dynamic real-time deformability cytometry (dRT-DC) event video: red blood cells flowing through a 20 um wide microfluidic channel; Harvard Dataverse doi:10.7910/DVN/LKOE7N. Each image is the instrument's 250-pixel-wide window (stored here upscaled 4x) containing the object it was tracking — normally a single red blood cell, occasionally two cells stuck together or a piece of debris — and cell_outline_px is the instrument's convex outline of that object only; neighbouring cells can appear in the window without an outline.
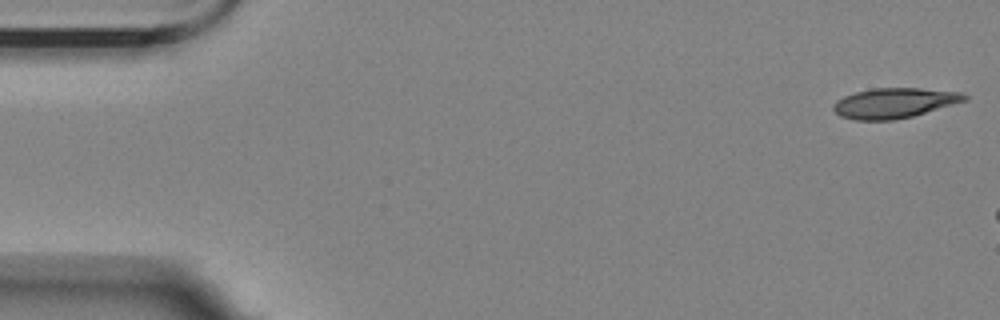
{"species": "Egyptian fruit bat (a non-hibernating species)", "species_latin": "Rousettus aegyptiacus", "temperature_condition": "room temperature", "stored_images_in_passage": 13, "camera_frame_rate_fps": 3000, "um_per_image_px": 0.085, "animal": {"sex": "female"}, "frame": {"image": 1, "passage_image": 1, "time_ms": 0.0, "image_size_px": [1000, 320], "cell_outline_px": [[968, 100], [912, 116], [892, 120], [856, 120], [840, 116], [832, 108], [832, 104], [836, 100], [844, 96], [856, 92], [872, 88], [920, 88], [960, 92], [968, 96]], "centroid_in_image_um": [76.0, 8.75], "position_along_channel_um": 9.0, "area_um2": 22.95}}
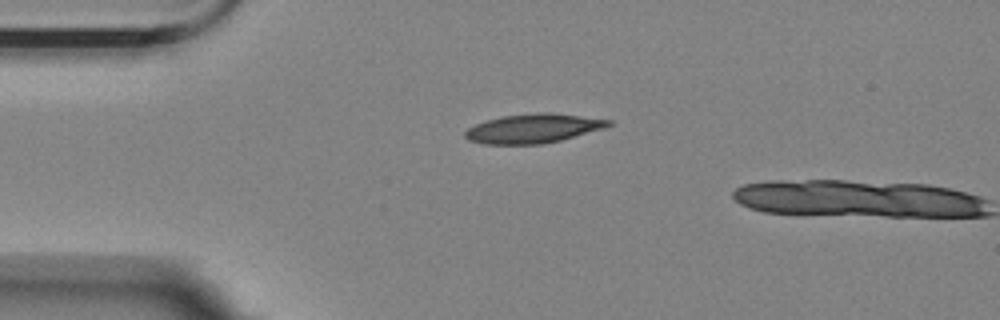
{"frame": {"image": 2, "passage_image": 12, "time_ms": 3.667, "image_size_px": [1000, 320], "cell_outline_px": [[612, 124], [604, 128], [560, 140], [544, 144], [484, 144], [468, 140], [464, 136], [464, 132], [468, 128], [476, 124], [488, 120], [504, 116], [536, 112], [548, 112], [612, 120]], "centroid_in_image_um": [45.31, 10.92], "position_along_channel_um": 39.7, "area_um2": 24.16}}